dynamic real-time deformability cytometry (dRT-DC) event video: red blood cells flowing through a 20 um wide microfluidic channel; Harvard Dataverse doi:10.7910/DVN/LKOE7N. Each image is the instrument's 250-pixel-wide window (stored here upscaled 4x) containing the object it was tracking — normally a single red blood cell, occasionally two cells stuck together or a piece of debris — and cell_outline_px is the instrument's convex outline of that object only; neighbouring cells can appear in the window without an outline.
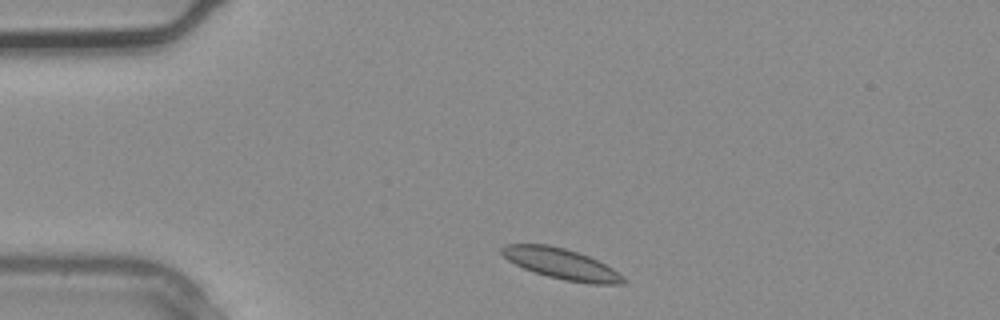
{"species": "common noctule bat (a hibernating species)", "species_latin": "Nyctalus noctula", "temperature_condition": "warm", "stored_images_in_passage": 2, "camera_frame_rate_fps": 3000, "um_per_image_px": 0.085, "animal": {"sex": "male", "body_mass_g": 20.4}, "frame": {"image": 1, "passage_image": 1, "time_ms": 0.0, "image_size_px": [1000, 320], "cell_outline_px": [[628, 280], [624, 284], [592, 284], [564, 280], [548, 276], [524, 268], [508, 260], [500, 252], [500, 248], [504, 244], [548, 244], [564, 248], [588, 256], [612, 268], [624, 276]], "centroid_in_image_um": [47.73, 22.43], "position_along_channel_um": 37.3, "area_um2": 21.62}}